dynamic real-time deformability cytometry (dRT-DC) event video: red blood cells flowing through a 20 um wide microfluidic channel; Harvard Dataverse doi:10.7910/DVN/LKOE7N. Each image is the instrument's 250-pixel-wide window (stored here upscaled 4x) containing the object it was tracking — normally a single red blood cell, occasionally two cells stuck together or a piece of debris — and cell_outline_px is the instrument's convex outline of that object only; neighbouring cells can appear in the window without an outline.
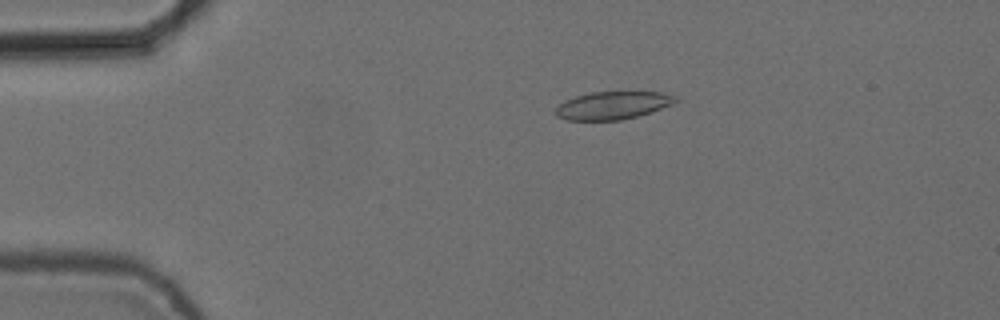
{"species": "common noctule bat (a hibernating species)", "species_latin": "Nyctalus noctula", "temperature_condition": "cold", "stored_images_in_passage": 8, "camera_frame_rate_fps": 3000, "um_per_image_px": 0.085, "animal": {"sex": "female", "body_mass_g": 24.6, "forearm_length_mm": 56.2}, "frame": {"image": 1, "passage_image": 3, "time_ms": 0.667, "image_size_px": [1000, 320], "cell_outline_px": [[680, 100], [672, 104], [636, 116], [620, 120], [568, 120], [556, 116], [556, 108], [564, 100], [576, 96], [592, 92], [664, 92], [676, 96]], "centroid_in_image_um": [52.08, 8.95], "position_along_channel_um": 32.9, "area_um2": 19.25}}
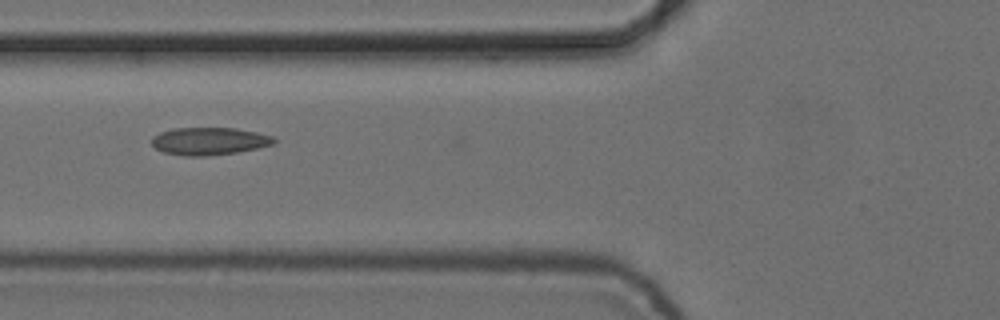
{"frame": {"image": 2, "passage_image": 6, "time_ms": 1.667, "image_size_px": [1000, 320], "cell_outline_px": [[276, 144], [236, 152], [208, 156], [184, 156], [164, 152], [156, 148], [152, 144], [152, 136], [160, 132], [172, 128], [236, 128], [256, 132], [272, 136], [276, 140]], "centroid_in_image_um": [17.78, 11.99], "position_along_channel_um": 108.0, "area_um2": 19.65}}
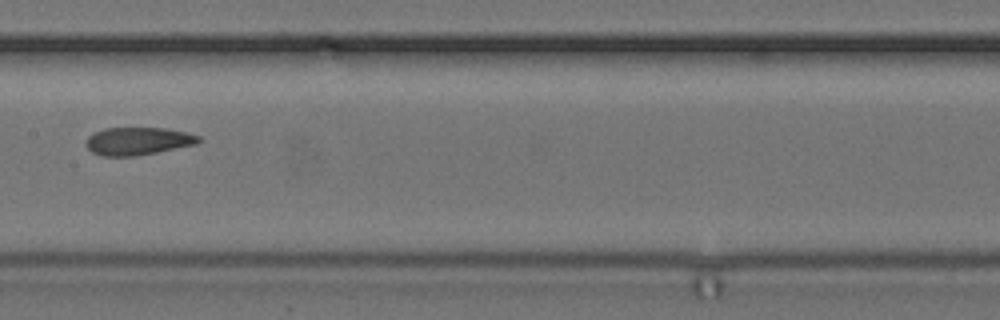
{"frame": {"image": 3, "passage_image": 8, "time_ms": 2.333, "image_size_px": [1000, 320], "cell_outline_px": [[200, 140], [196, 144], [136, 156], [104, 156], [92, 152], [84, 144], [84, 140], [88, 136], [104, 128], [168, 128], [200, 136]], "centroid_in_image_um": [11.68, 11.99], "position_along_channel_um": 195.7, "area_um2": 18.15}}